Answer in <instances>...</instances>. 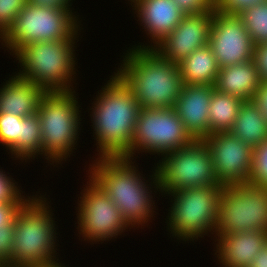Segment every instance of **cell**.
Masks as SVG:
<instances>
[{
	"label": "cell",
	"mask_w": 267,
	"mask_h": 267,
	"mask_svg": "<svg viewBox=\"0 0 267 267\" xmlns=\"http://www.w3.org/2000/svg\"><path fill=\"white\" fill-rule=\"evenodd\" d=\"M92 159V164L90 163L88 171L86 170L87 175L107 193L127 224L132 229L148 227L158 214L154 211L158 210L155 206L154 199L157 197L155 195L157 192L160 194L155 166L153 165L148 179H145L147 177L139 170L136 159L125 157Z\"/></svg>",
	"instance_id": "cell-1"
},
{
	"label": "cell",
	"mask_w": 267,
	"mask_h": 267,
	"mask_svg": "<svg viewBox=\"0 0 267 267\" xmlns=\"http://www.w3.org/2000/svg\"><path fill=\"white\" fill-rule=\"evenodd\" d=\"M108 79L88 107L95 156L128 158L141 106L115 71Z\"/></svg>",
	"instance_id": "cell-2"
},
{
	"label": "cell",
	"mask_w": 267,
	"mask_h": 267,
	"mask_svg": "<svg viewBox=\"0 0 267 267\" xmlns=\"http://www.w3.org/2000/svg\"><path fill=\"white\" fill-rule=\"evenodd\" d=\"M115 73L133 92L141 108H172L183 86L178 64L153 49L129 47Z\"/></svg>",
	"instance_id": "cell-3"
},
{
	"label": "cell",
	"mask_w": 267,
	"mask_h": 267,
	"mask_svg": "<svg viewBox=\"0 0 267 267\" xmlns=\"http://www.w3.org/2000/svg\"><path fill=\"white\" fill-rule=\"evenodd\" d=\"M36 193L17 212L12 257L4 267H48L60 262L56 216L47 192Z\"/></svg>",
	"instance_id": "cell-4"
},
{
	"label": "cell",
	"mask_w": 267,
	"mask_h": 267,
	"mask_svg": "<svg viewBox=\"0 0 267 267\" xmlns=\"http://www.w3.org/2000/svg\"><path fill=\"white\" fill-rule=\"evenodd\" d=\"M80 34L79 32L73 39L41 41L21 47L12 56L18 61L19 69V72L17 70L14 73L46 92L76 90V86H73L77 84L75 82L78 68L75 51H78L76 49Z\"/></svg>",
	"instance_id": "cell-5"
},
{
	"label": "cell",
	"mask_w": 267,
	"mask_h": 267,
	"mask_svg": "<svg viewBox=\"0 0 267 267\" xmlns=\"http://www.w3.org/2000/svg\"><path fill=\"white\" fill-rule=\"evenodd\" d=\"M76 93V90L46 92L38 107L42 137L41 158L53 168L56 165L62 166L77 150L78 136L83 127L80 121L84 115L81 114L82 104L78 102L79 94Z\"/></svg>",
	"instance_id": "cell-6"
},
{
	"label": "cell",
	"mask_w": 267,
	"mask_h": 267,
	"mask_svg": "<svg viewBox=\"0 0 267 267\" xmlns=\"http://www.w3.org/2000/svg\"><path fill=\"white\" fill-rule=\"evenodd\" d=\"M222 189L223 186L209 185L164 194L169 200L171 197L165 219L171 240L176 238L186 244L214 235Z\"/></svg>",
	"instance_id": "cell-7"
},
{
	"label": "cell",
	"mask_w": 267,
	"mask_h": 267,
	"mask_svg": "<svg viewBox=\"0 0 267 267\" xmlns=\"http://www.w3.org/2000/svg\"><path fill=\"white\" fill-rule=\"evenodd\" d=\"M80 19L74 8L27 3L17 15L13 26L0 39L2 49L6 48L4 51L7 50L13 56L21 47L30 43L73 39L84 29Z\"/></svg>",
	"instance_id": "cell-8"
},
{
	"label": "cell",
	"mask_w": 267,
	"mask_h": 267,
	"mask_svg": "<svg viewBox=\"0 0 267 267\" xmlns=\"http://www.w3.org/2000/svg\"><path fill=\"white\" fill-rule=\"evenodd\" d=\"M156 163L159 190L163 196L191 187L222 186L215 177L211 152L203 140H195L169 152Z\"/></svg>",
	"instance_id": "cell-9"
},
{
	"label": "cell",
	"mask_w": 267,
	"mask_h": 267,
	"mask_svg": "<svg viewBox=\"0 0 267 267\" xmlns=\"http://www.w3.org/2000/svg\"><path fill=\"white\" fill-rule=\"evenodd\" d=\"M253 230L267 232V188L249 183L223 186L211 240L221 234Z\"/></svg>",
	"instance_id": "cell-10"
},
{
	"label": "cell",
	"mask_w": 267,
	"mask_h": 267,
	"mask_svg": "<svg viewBox=\"0 0 267 267\" xmlns=\"http://www.w3.org/2000/svg\"><path fill=\"white\" fill-rule=\"evenodd\" d=\"M194 141L173 107L140 108L128 158H140L144 152L160 158Z\"/></svg>",
	"instance_id": "cell-11"
},
{
	"label": "cell",
	"mask_w": 267,
	"mask_h": 267,
	"mask_svg": "<svg viewBox=\"0 0 267 267\" xmlns=\"http://www.w3.org/2000/svg\"><path fill=\"white\" fill-rule=\"evenodd\" d=\"M77 199V236L90 244H100L124 236L131 227L107 193L89 175ZM81 195V196H80ZM80 199V200H79ZM129 228V230H128ZM79 234V235H78ZM103 241V242H102ZM98 242V243H97Z\"/></svg>",
	"instance_id": "cell-12"
},
{
	"label": "cell",
	"mask_w": 267,
	"mask_h": 267,
	"mask_svg": "<svg viewBox=\"0 0 267 267\" xmlns=\"http://www.w3.org/2000/svg\"><path fill=\"white\" fill-rule=\"evenodd\" d=\"M203 142L209 148L215 177L222 186L247 184L251 170L253 148L230 131L207 135Z\"/></svg>",
	"instance_id": "cell-13"
},
{
	"label": "cell",
	"mask_w": 267,
	"mask_h": 267,
	"mask_svg": "<svg viewBox=\"0 0 267 267\" xmlns=\"http://www.w3.org/2000/svg\"><path fill=\"white\" fill-rule=\"evenodd\" d=\"M208 44L220 68L253 60L255 44L237 14L214 9Z\"/></svg>",
	"instance_id": "cell-14"
},
{
	"label": "cell",
	"mask_w": 267,
	"mask_h": 267,
	"mask_svg": "<svg viewBox=\"0 0 267 267\" xmlns=\"http://www.w3.org/2000/svg\"><path fill=\"white\" fill-rule=\"evenodd\" d=\"M214 16L210 12L184 15L175 29L152 49L162 58L178 64L197 49L209 43Z\"/></svg>",
	"instance_id": "cell-15"
},
{
	"label": "cell",
	"mask_w": 267,
	"mask_h": 267,
	"mask_svg": "<svg viewBox=\"0 0 267 267\" xmlns=\"http://www.w3.org/2000/svg\"><path fill=\"white\" fill-rule=\"evenodd\" d=\"M130 4L138 25L148 36V43L139 42L131 46L136 49H152L175 29L185 15L173 0H133Z\"/></svg>",
	"instance_id": "cell-16"
},
{
	"label": "cell",
	"mask_w": 267,
	"mask_h": 267,
	"mask_svg": "<svg viewBox=\"0 0 267 267\" xmlns=\"http://www.w3.org/2000/svg\"><path fill=\"white\" fill-rule=\"evenodd\" d=\"M214 89L211 85L183 84L173 107L195 140H203L209 135V106Z\"/></svg>",
	"instance_id": "cell-17"
},
{
	"label": "cell",
	"mask_w": 267,
	"mask_h": 267,
	"mask_svg": "<svg viewBox=\"0 0 267 267\" xmlns=\"http://www.w3.org/2000/svg\"><path fill=\"white\" fill-rule=\"evenodd\" d=\"M213 241L214 256L216 255L219 267H249L253 258L267 243V232L253 230L227 233L218 235Z\"/></svg>",
	"instance_id": "cell-18"
},
{
	"label": "cell",
	"mask_w": 267,
	"mask_h": 267,
	"mask_svg": "<svg viewBox=\"0 0 267 267\" xmlns=\"http://www.w3.org/2000/svg\"><path fill=\"white\" fill-rule=\"evenodd\" d=\"M12 74L0 85V112L22 118L36 114L46 91L33 82Z\"/></svg>",
	"instance_id": "cell-19"
},
{
	"label": "cell",
	"mask_w": 267,
	"mask_h": 267,
	"mask_svg": "<svg viewBox=\"0 0 267 267\" xmlns=\"http://www.w3.org/2000/svg\"><path fill=\"white\" fill-rule=\"evenodd\" d=\"M261 79L253 60L221 67L215 82V89L221 93L236 96L243 101L253 100Z\"/></svg>",
	"instance_id": "cell-20"
},
{
	"label": "cell",
	"mask_w": 267,
	"mask_h": 267,
	"mask_svg": "<svg viewBox=\"0 0 267 267\" xmlns=\"http://www.w3.org/2000/svg\"><path fill=\"white\" fill-rule=\"evenodd\" d=\"M178 67L185 85L214 86L220 69L209 44L191 53Z\"/></svg>",
	"instance_id": "cell-21"
},
{
	"label": "cell",
	"mask_w": 267,
	"mask_h": 267,
	"mask_svg": "<svg viewBox=\"0 0 267 267\" xmlns=\"http://www.w3.org/2000/svg\"><path fill=\"white\" fill-rule=\"evenodd\" d=\"M230 132L252 148L267 139V121L252 100L243 101Z\"/></svg>",
	"instance_id": "cell-22"
},
{
	"label": "cell",
	"mask_w": 267,
	"mask_h": 267,
	"mask_svg": "<svg viewBox=\"0 0 267 267\" xmlns=\"http://www.w3.org/2000/svg\"><path fill=\"white\" fill-rule=\"evenodd\" d=\"M242 103V99L214 89L209 106V134L230 131Z\"/></svg>",
	"instance_id": "cell-23"
},
{
	"label": "cell",
	"mask_w": 267,
	"mask_h": 267,
	"mask_svg": "<svg viewBox=\"0 0 267 267\" xmlns=\"http://www.w3.org/2000/svg\"><path fill=\"white\" fill-rule=\"evenodd\" d=\"M41 129L37 113L21 119L19 141L9 150L8 155L12 160L29 162L41 156Z\"/></svg>",
	"instance_id": "cell-24"
},
{
	"label": "cell",
	"mask_w": 267,
	"mask_h": 267,
	"mask_svg": "<svg viewBox=\"0 0 267 267\" xmlns=\"http://www.w3.org/2000/svg\"><path fill=\"white\" fill-rule=\"evenodd\" d=\"M237 15L255 45L267 43V1L252 5Z\"/></svg>",
	"instance_id": "cell-25"
},
{
	"label": "cell",
	"mask_w": 267,
	"mask_h": 267,
	"mask_svg": "<svg viewBox=\"0 0 267 267\" xmlns=\"http://www.w3.org/2000/svg\"><path fill=\"white\" fill-rule=\"evenodd\" d=\"M248 183L267 188V139L253 148L252 170Z\"/></svg>",
	"instance_id": "cell-26"
},
{
	"label": "cell",
	"mask_w": 267,
	"mask_h": 267,
	"mask_svg": "<svg viewBox=\"0 0 267 267\" xmlns=\"http://www.w3.org/2000/svg\"><path fill=\"white\" fill-rule=\"evenodd\" d=\"M21 119L15 115L0 112V144L8 152L20 138Z\"/></svg>",
	"instance_id": "cell-27"
},
{
	"label": "cell",
	"mask_w": 267,
	"mask_h": 267,
	"mask_svg": "<svg viewBox=\"0 0 267 267\" xmlns=\"http://www.w3.org/2000/svg\"><path fill=\"white\" fill-rule=\"evenodd\" d=\"M0 168V203L27 202L33 195L29 196V193L27 195L22 191V187L9 175L10 173L6 174V171Z\"/></svg>",
	"instance_id": "cell-28"
},
{
	"label": "cell",
	"mask_w": 267,
	"mask_h": 267,
	"mask_svg": "<svg viewBox=\"0 0 267 267\" xmlns=\"http://www.w3.org/2000/svg\"><path fill=\"white\" fill-rule=\"evenodd\" d=\"M27 3V0H0V39L13 26L17 15Z\"/></svg>",
	"instance_id": "cell-29"
},
{
	"label": "cell",
	"mask_w": 267,
	"mask_h": 267,
	"mask_svg": "<svg viewBox=\"0 0 267 267\" xmlns=\"http://www.w3.org/2000/svg\"><path fill=\"white\" fill-rule=\"evenodd\" d=\"M267 0H214V9L226 14H238L242 10Z\"/></svg>",
	"instance_id": "cell-30"
},
{
	"label": "cell",
	"mask_w": 267,
	"mask_h": 267,
	"mask_svg": "<svg viewBox=\"0 0 267 267\" xmlns=\"http://www.w3.org/2000/svg\"><path fill=\"white\" fill-rule=\"evenodd\" d=\"M14 225L0 228V266L4 267L12 257Z\"/></svg>",
	"instance_id": "cell-31"
},
{
	"label": "cell",
	"mask_w": 267,
	"mask_h": 267,
	"mask_svg": "<svg viewBox=\"0 0 267 267\" xmlns=\"http://www.w3.org/2000/svg\"><path fill=\"white\" fill-rule=\"evenodd\" d=\"M185 14L210 12L214 8V0H173Z\"/></svg>",
	"instance_id": "cell-32"
},
{
	"label": "cell",
	"mask_w": 267,
	"mask_h": 267,
	"mask_svg": "<svg viewBox=\"0 0 267 267\" xmlns=\"http://www.w3.org/2000/svg\"><path fill=\"white\" fill-rule=\"evenodd\" d=\"M26 202L0 203V228L14 225L17 212Z\"/></svg>",
	"instance_id": "cell-33"
},
{
	"label": "cell",
	"mask_w": 267,
	"mask_h": 267,
	"mask_svg": "<svg viewBox=\"0 0 267 267\" xmlns=\"http://www.w3.org/2000/svg\"><path fill=\"white\" fill-rule=\"evenodd\" d=\"M253 61L256 64L261 81L267 82V43L255 45Z\"/></svg>",
	"instance_id": "cell-34"
},
{
	"label": "cell",
	"mask_w": 267,
	"mask_h": 267,
	"mask_svg": "<svg viewBox=\"0 0 267 267\" xmlns=\"http://www.w3.org/2000/svg\"><path fill=\"white\" fill-rule=\"evenodd\" d=\"M261 110L267 121V82L261 81L252 100Z\"/></svg>",
	"instance_id": "cell-35"
},
{
	"label": "cell",
	"mask_w": 267,
	"mask_h": 267,
	"mask_svg": "<svg viewBox=\"0 0 267 267\" xmlns=\"http://www.w3.org/2000/svg\"><path fill=\"white\" fill-rule=\"evenodd\" d=\"M30 4H37L59 8H73L72 2L75 0H27Z\"/></svg>",
	"instance_id": "cell-36"
},
{
	"label": "cell",
	"mask_w": 267,
	"mask_h": 267,
	"mask_svg": "<svg viewBox=\"0 0 267 267\" xmlns=\"http://www.w3.org/2000/svg\"><path fill=\"white\" fill-rule=\"evenodd\" d=\"M249 267H267V243L261 248L253 258Z\"/></svg>",
	"instance_id": "cell-37"
},
{
	"label": "cell",
	"mask_w": 267,
	"mask_h": 267,
	"mask_svg": "<svg viewBox=\"0 0 267 267\" xmlns=\"http://www.w3.org/2000/svg\"><path fill=\"white\" fill-rule=\"evenodd\" d=\"M65 264H66V263H62V261H61V262H59V263H56V264L53 265V266H48V267H67L68 265L65 266ZM68 267H69V266H68Z\"/></svg>",
	"instance_id": "cell-38"
}]
</instances>
